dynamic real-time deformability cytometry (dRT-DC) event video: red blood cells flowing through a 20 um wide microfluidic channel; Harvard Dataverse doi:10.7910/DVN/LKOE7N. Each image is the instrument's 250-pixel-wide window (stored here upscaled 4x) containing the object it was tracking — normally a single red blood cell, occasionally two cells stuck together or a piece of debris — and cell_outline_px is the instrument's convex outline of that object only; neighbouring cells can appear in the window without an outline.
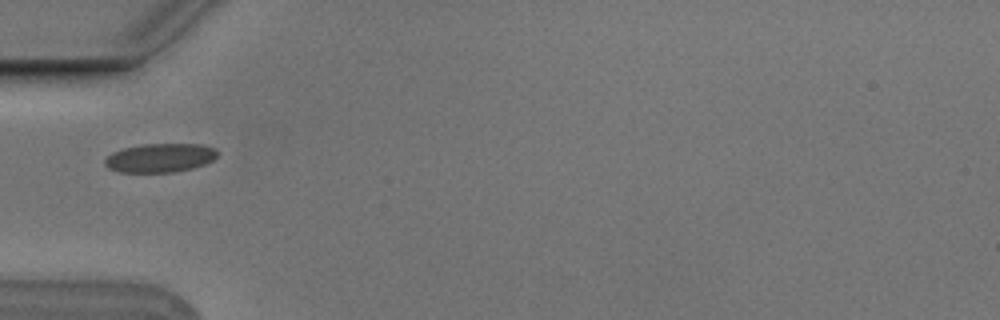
{"species": "Egyptian fruit bat (a non-hibernating species)", "species_latin": "Rousettus aegyptiacus", "temperature_condition": "cold", "stored_images_in_passage": 2, "camera_frame_rate_fps": 3000, "um_per_image_px": 0.085, "animal": {"sex": "male"}, "frame": {"image": 1, "passage_image": 2, "time_ms": 0.333, "image_size_px": [1000, 320], "cell_outline_px": [[216, 156], [212, 160], [204, 164], [192, 168], [172, 172], [120, 172], [108, 168], [104, 164], [104, 160], [112, 152], [124, 148], [144, 144], [200, 144], [216, 148]], "centroid_in_image_um": [13.58, 13.41], "position_along_channel_um": 71.4, "area_um2": 18.79}}